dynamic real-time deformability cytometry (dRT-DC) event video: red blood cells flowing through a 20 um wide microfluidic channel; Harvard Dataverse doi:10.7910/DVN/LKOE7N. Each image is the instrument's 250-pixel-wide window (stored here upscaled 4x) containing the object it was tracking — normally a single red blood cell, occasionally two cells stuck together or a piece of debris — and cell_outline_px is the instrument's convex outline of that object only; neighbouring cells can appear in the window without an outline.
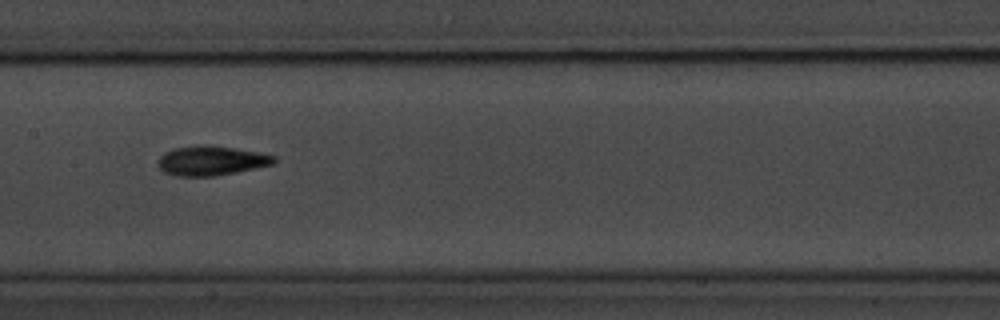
{"species": "common noctule bat (a hibernating species)", "species_latin": "Nyctalus noctula", "temperature_condition": "room temperature", "stored_images_in_passage": 38, "camera_frame_rate_fps": 3000, "um_per_image_px": 0.085, "animal": {"sex": "male", "body_mass_g": 20.1, "forearm_length_mm": 53.5}, "frame": {"image": 1, "passage_image": 12, "time_ms": 3.667, "image_size_px": [1000, 320], "cell_outline_px": [[276, 160], [272, 164], [212, 176], [180, 176], [164, 172], [160, 168], [160, 156], [164, 152], [172, 148], [200, 144], [208, 144], [256, 152], [276, 156]], "centroid_in_image_um": [17.91, 13.63], "position_along_channel_um": 189.5, "area_um2": 19.54}}